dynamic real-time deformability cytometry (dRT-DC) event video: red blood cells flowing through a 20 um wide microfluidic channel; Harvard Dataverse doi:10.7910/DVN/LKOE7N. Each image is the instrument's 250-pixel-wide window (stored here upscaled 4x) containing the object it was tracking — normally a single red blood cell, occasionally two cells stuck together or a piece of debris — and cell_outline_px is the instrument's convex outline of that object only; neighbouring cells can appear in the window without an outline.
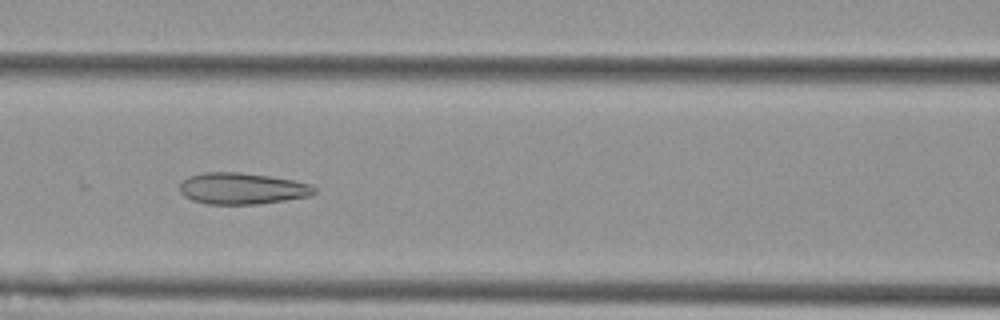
{"species": "Egyptian fruit bat (a non-hibernating species)", "species_latin": "Rousettus aegyptiacus", "temperature_condition": "cold", "stored_images_in_passage": 55, "camera_frame_rate_fps": 3000, "um_per_image_px": 0.085, "animal": {"sex": "female"}, "frame": {"image": 1, "passage_image": 24, "time_ms": 7.667, "image_size_px": [1000, 320], "cell_outline_px": [[316, 192], [308, 196], [260, 204], [208, 204], [192, 200], [184, 196], [180, 192], [180, 184], [188, 176], [204, 172], [240, 172], [268, 176], [292, 180], [308, 184], [316, 188]], "centroid_in_image_um": [20.54, 16.02], "position_along_channel_um": 146.1, "area_um2": 24.51}}
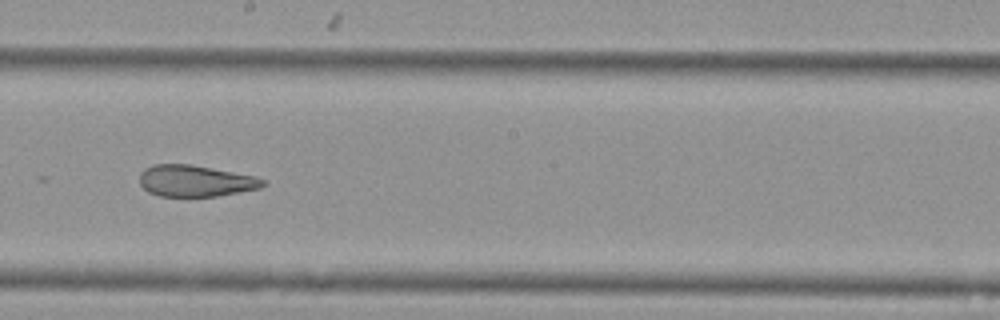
{"frame": {"image": 2, "passage_image": 31, "time_ms": 10.0, "image_size_px": [1000, 320], "cell_outline_px": [[268, 184], [260, 188], [216, 196], [160, 196], [148, 192], [140, 184], [140, 172], [144, 168], [152, 164], [192, 164], [256, 176], [264, 180]], "centroid_in_image_um": [16.61, 15.36], "position_along_channel_um": 231.6, "area_um2": 22.72}}
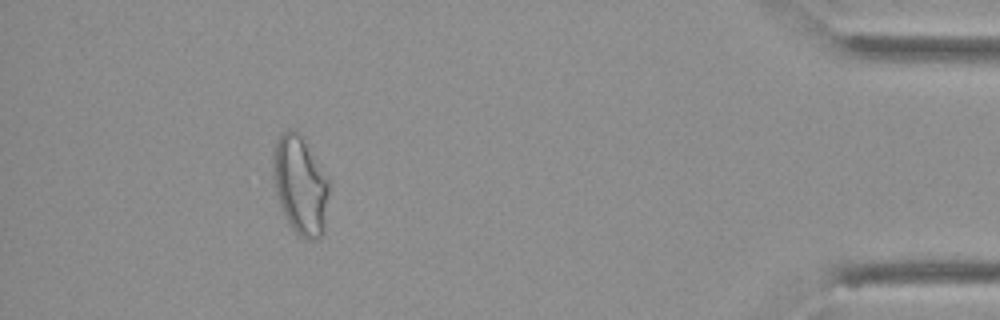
{"frame": {"image": 3, "passage_image": 50, "time_ms": 16.333, "image_size_px": [1000, 320], "cell_outline_px": [[328, 192], [324, 232], [316, 240], [312, 240], [300, 236], [292, 228], [280, 208], [272, 176], [272, 152], [276, 140], [280, 132], [288, 128], [292, 128], [300, 132], [328, 180]], "centroid_in_image_um": [25.48, 15.69], "position_along_channel_um": 409.7, "area_um2": 32.31}, "authors_computed_cell_mechanics": {"area_um2": 29.1312, "velocity_mm_per_s": 3.6863, "shape_relaxation_time_tau1_ms": null, "shape_relaxation_time_tau2_ms": 2.2015, "deformation_change_tau1": null, "deformation_change_tau2": 0.1071}}